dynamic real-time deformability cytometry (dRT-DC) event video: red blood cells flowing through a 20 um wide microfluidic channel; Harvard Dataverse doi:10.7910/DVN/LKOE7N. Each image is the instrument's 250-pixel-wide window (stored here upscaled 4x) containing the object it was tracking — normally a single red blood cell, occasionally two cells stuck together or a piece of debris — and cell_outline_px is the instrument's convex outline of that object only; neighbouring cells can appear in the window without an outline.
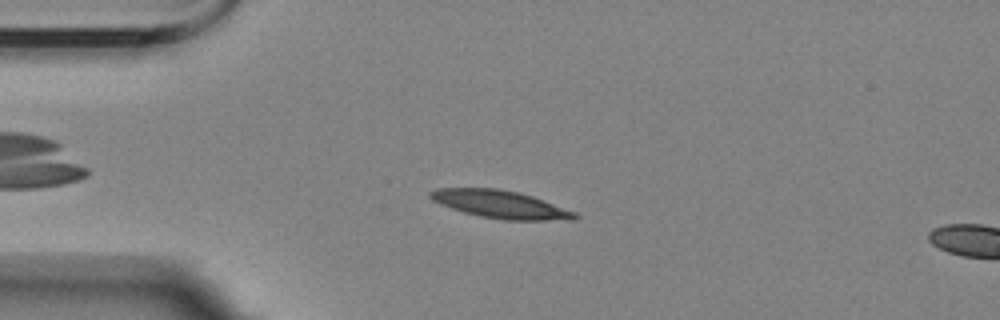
{"species": "Egyptian fruit bat (a non-hibernating species)", "species_latin": "Rousettus aegyptiacus", "temperature_condition": "room temperature", "stored_images_in_passage": 3, "segment_of_instrument_passage": [1, 2], "camera_frame_rate_fps": 3000, "um_per_image_px": 0.085, "animal": {"sex": "female"}, "frame": {"image": 1, "passage_image": 1, "time_ms": 0.0, "image_size_px": [1000, 320], "cell_outline_px": [[580, 216], [576, 220], [504, 220], [480, 216], [464, 212], [440, 204], [432, 200], [428, 196], [428, 192], [436, 188], [496, 188], [520, 192], [532, 196], [576, 212]], "centroid_in_image_um": [42.54, 17.37], "position_along_channel_um": 42.5, "area_um2": 23.47}}